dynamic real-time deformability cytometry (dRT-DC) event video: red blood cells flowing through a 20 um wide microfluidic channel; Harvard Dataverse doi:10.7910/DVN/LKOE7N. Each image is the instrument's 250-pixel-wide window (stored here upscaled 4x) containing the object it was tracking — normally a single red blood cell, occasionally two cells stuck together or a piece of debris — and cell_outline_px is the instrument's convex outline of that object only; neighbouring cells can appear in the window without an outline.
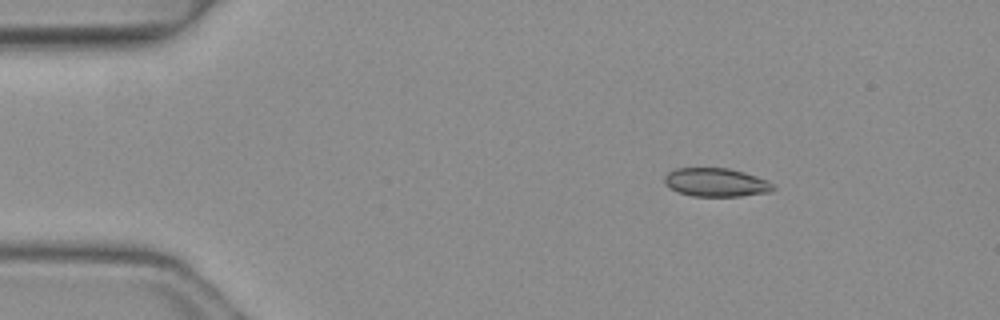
{"species": "common noctule bat (a hibernating species)", "species_latin": "Nyctalus noctula", "temperature_condition": "warm", "stored_images_in_passage": 3, "camera_frame_rate_fps": 3000, "um_per_image_px": 0.085, "animal": {"sex": "female", "body_mass_g": 19.3, "forearm_length_mm": 54.1}, "frame": {"image": 1, "passage_image": 1, "time_ms": 0.0, "image_size_px": [1000, 320], "cell_outline_px": [[776, 188], [772, 192], [740, 196], [692, 196], [676, 192], [664, 180], [664, 176], [668, 172], [676, 168], [728, 168], [744, 172], [768, 180], [776, 184]], "centroid_in_image_um": [60.92, 15.5], "position_along_channel_um": 24.1, "area_um2": 18.21}}